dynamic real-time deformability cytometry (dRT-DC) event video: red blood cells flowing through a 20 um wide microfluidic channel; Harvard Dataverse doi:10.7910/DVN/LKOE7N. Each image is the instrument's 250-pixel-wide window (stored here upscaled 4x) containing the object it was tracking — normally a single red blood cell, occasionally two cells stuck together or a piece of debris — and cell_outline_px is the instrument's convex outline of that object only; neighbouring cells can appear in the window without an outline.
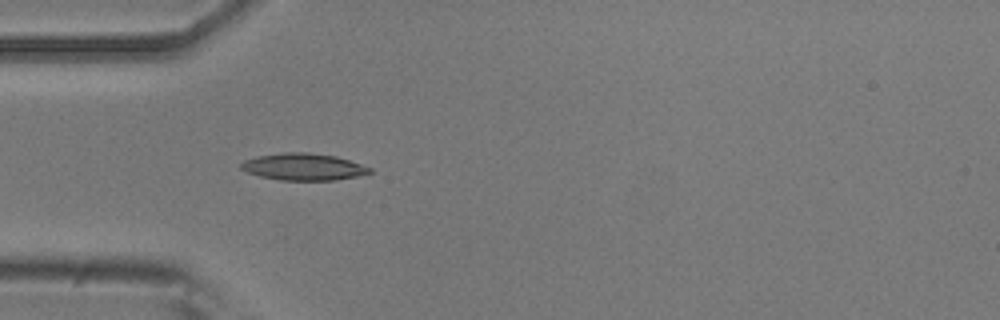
{"species": "common noctule bat (a hibernating species)", "species_latin": "Nyctalus noctula", "temperature_condition": "room temperature", "stored_images_in_passage": 38, "camera_frame_rate_fps": 3000, "um_per_image_px": 0.085, "animal": {"sex": "male", "body_mass_g": 20.5, "forearm_length_mm": 52.5}, "frame": {"image": 1, "passage_image": 1, "time_ms": 0.0, "image_size_px": [1000, 320], "cell_outline_px": [[372, 172], [356, 176], [336, 180], [280, 180], [260, 176], [248, 172], [240, 168], [240, 164], [244, 160], [256, 156], [284, 152], [308, 152], [336, 156], [372, 168]], "centroid_in_image_um": [25.77, 14.17], "position_along_channel_um": 59.2, "area_um2": 20.11}}
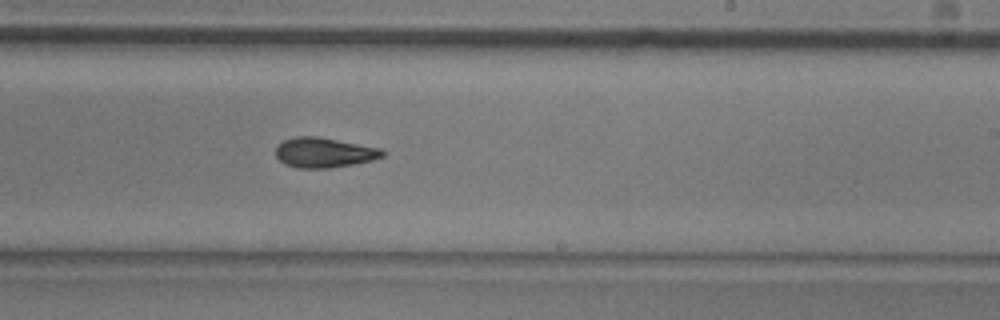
{"frame": {"image": 2, "passage_image": 17, "time_ms": 5.333, "image_size_px": [1000, 320], "cell_outline_px": [[384, 156], [372, 160], [352, 164], [328, 168], [296, 168], [284, 164], [276, 156], [276, 144], [284, 140], [296, 136], [316, 136], [380, 148], [384, 152]], "centroid_in_image_um": [27.5, 12.97], "position_along_channel_um": 261.5, "area_um2": 18.55}}
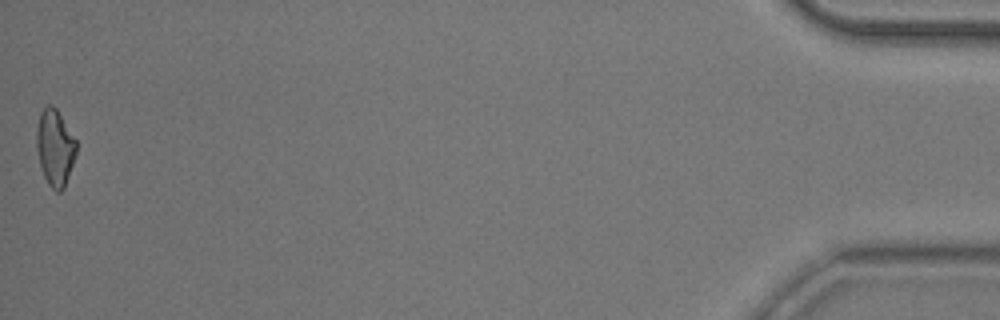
{"frame": {"image": 3, "passage_image": 38, "time_ms": 12.333, "image_size_px": [1000, 320], "cell_outline_px": [[76, 152], [64, 188], [60, 192], [56, 192], [48, 184], [44, 176], [40, 164], [36, 148], [36, 128], [40, 112], [48, 104], [52, 104], [56, 108], [76, 140]], "centroid_in_image_um": [4.65, 12.53], "position_along_channel_um": 430.5, "area_um2": 17.57}, "authors_computed_cell_mechanics": {"area_um2": 18.3804, "velocity_mm_per_s": 3.8228, "shape_relaxation_time_tau1_ms": 10.5742, "shape_relaxation_time_tau2_ms": 4.6313, "deformation_change_tau1": 0.2102, "deformation_change_tau2": 0.1336}}